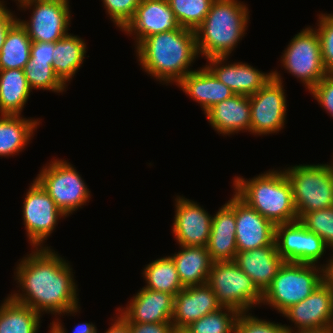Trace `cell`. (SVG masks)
I'll use <instances>...</instances> for the list:
<instances>
[{
  "instance_id": "cell-15",
  "label": "cell",
  "mask_w": 333,
  "mask_h": 333,
  "mask_svg": "<svg viewBox=\"0 0 333 333\" xmlns=\"http://www.w3.org/2000/svg\"><path fill=\"white\" fill-rule=\"evenodd\" d=\"M282 317L288 332L302 329L333 328V292L323 282L307 298L288 308Z\"/></svg>"
},
{
  "instance_id": "cell-48",
  "label": "cell",
  "mask_w": 333,
  "mask_h": 333,
  "mask_svg": "<svg viewBox=\"0 0 333 333\" xmlns=\"http://www.w3.org/2000/svg\"><path fill=\"white\" fill-rule=\"evenodd\" d=\"M333 155V154H332ZM331 157H333V156H331ZM330 163H331V165H332V167H333V158H332V160L330 161Z\"/></svg>"
},
{
  "instance_id": "cell-4",
  "label": "cell",
  "mask_w": 333,
  "mask_h": 333,
  "mask_svg": "<svg viewBox=\"0 0 333 333\" xmlns=\"http://www.w3.org/2000/svg\"><path fill=\"white\" fill-rule=\"evenodd\" d=\"M232 190L248 206L275 225L298 221L292 186L282 168L245 179L235 176Z\"/></svg>"
},
{
  "instance_id": "cell-9",
  "label": "cell",
  "mask_w": 333,
  "mask_h": 333,
  "mask_svg": "<svg viewBox=\"0 0 333 333\" xmlns=\"http://www.w3.org/2000/svg\"><path fill=\"white\" fill-rule=\"evenodd\" d=\"M280 56L281 68L293 75L309 92L328 72L321 58V44L313 26L303 28L289 41Z\"/></svg>"
},
{
  "instance_id": "cell-40",
  "label": "cell",
  "mask_w": 333,
  "mask_h": 333,
  "mask_svg": "<svg viewBox=\"0 0 333 333\" xmlns=\"http://www.w3.org/2000/svg\"><path fill=\"white\" fill-rule=\"evenodd\" d=\"M6 1H0V51L4 44L8 30L18 20V16L6 6Z\"/></svg>"
},
{
  "instance_id": "cell-44",
  "label": "cell",
  "mask_w": 333,
  "mask_h": 333,
  "mask_svg": "<svg viewBox=\"0 0 333 333\" xmlns=\"http://www.w3.org/2000/svg\"><path fill=\"white\" fill-rule=\"evenodd\" d=\"M111 319V325L104 333H130L129 326L117 314Z\"/></svg>"
},
{
  "instance_id": "cell-16",
  "label": "cell",
  "mask_w": 333,
  "mask_h": 333,
  "mask_svg": "<svg viewBox=\"0 0 333 333\" xmlns=\"http://www.w3.org/2000/svg\"><path fill=\"white\" fill-rule=\"evenodd\" d=\"M181 27L170 8L168 0H142L133 18L121 30L133 37L134 47L144 38Z\"/></svg>"
},
{
  "instance_id": "cell-6",
  "label": "cell",
  "mask_w": 333,
  "mask_h": 333,
  "mask_svg": "<svg viewBox=\"0 0 333 333\" xmlns=\"http://www.w3.org/2000/svg\"><path fill=\"white\" fill-rule=\"evenodd\" d=\"M283 171L292 186L298 220L308 212L333 207L331 163L291 165Z\"/></svg>"
},
{
  "instance_id": "cell-46",
  "label": "cell",
  "mask_w": 333,
  "mask_h": 333,
  "mask_svg": "<svg viewBox=\"0 0 333 333\" xmlns=\"http://www.w3.org/2000/svg\"><path fill=\"white\" fill-rule=\"evenodd\" d=\"M288 333H333V328L302 329Z\"/></svg>"
},
{
  "instance_id": "cell-1",
  "label": "cell",
  "mask_w": 333,
  "mask_h": 333,
  "mask_svg": "<svg viewBox=\"0 0 333 333\" xmlns=\"http://www.w3.org/2000/svg\"><path fill=\"white\" fill-rule=\"evenodd\" d=\"M30 250L15 264L13 278L19 290L8 295L42 316L61 318L80 313L79 289L71 263L52 248Z\"/></svg>"
},
{
  "instance_id": "cell-22",
  "label": "cell",
  "mask_w": 333,
  "mask_h": 333,
  "mask_svg": "<svg viewBox=\"0 0 333 333\" xmlns=\"http://www.w3.org/2000/svg\"><path fill=\"white\" fill-rule=\"evenodd\" d=\"M212 217V228L206 248L214 261H234L236 246L235 193Z\"/></svg>"
},
{
  "instance_id": "cell-47",
  "label": "cell",
  "mask_w": 333,
  "mask_h": 333,
  "mask_svg": "<svg viewBox=\"0 0 333 333\" xmlns=\"http://www.w3.org/2000/svg\"><path fill=\"white\" fill-rule=\"evenodd\" d=\"M172 333H189L186 329H173Z\"/></svg>"
},
{
  "instance_id": "cell-45",
  "label": "cell",
  "mask_w": 333,
  "mask_h": 333,
  "mask_svg": "<svg viewBox=\"0 0 333 333\" xmlns=\"http://www.w3.org/2000/svg\"><path fill=\"white\" fill-rule=\"evenodd\" d=\"M328 254L329 258L326 257V263L322 264L324 267V282L330 287V290L333 292V251Z\"/></svg>"
},
{
  "instance_id": "cell-13",
  "label": "cell",
  "mask_w": 333,
  "mask_h": 333,
  "mask_svg": "<svg viewBox=\"0 0 333 333\" xmlns=\"http://www.w3.org/2000/svg\"><path fill=\"white\" fill-rule=\"evenodd\" d=\"M276 249L284 262L321 265L326 250L323 239L308 231L300 221L277 224L275 227Z\"/></svg>"
},
{
  "instance_id": "cell-37",
  "label": "cell",
  "mask_w": 333,
  "mask_h": 333,
  "mask_svg": "<svg viewBox=\"0 0 333 333\" xmlns=\"http://www.w3.org/2000/svg\"><path fill=\"white\" fill-rule=\"evenodd\" d=\"M253 313L243 312L237 318L235 333H288L282 323L262 319Z\"/></svg>"
},
{
  "instance_id": "cell-38",
  "label": "cell",
  "mask_w": 333,
  "mask_h": 333,
  "mask_svg": "<svg viewBox=\"0 0 333 333\" xmlns=\"http://www.w3.org/2000/svg\"><path fill=\"white\" fill-rule=\"evenodd\" d=\"M106 15L120 31L133 18L142 0H101Z\"/></svg>"
},
{
  "instance_id": "cell-17",
  "label": "cell",
  "mask_w": 333,
  "mask_h": 333,
  "mask_svg": "<svg viewBox=\"0 0 333 333\" xmlns=\"http://www.w3.org/2000/svg\"><path fill=\"white\" fill-rule=\"evenodd\" d=\"M126 307L119 306L116 314L125 323L171 322L174 296L161 291L148 290L142 286L129 299Z\"/></svg>"
},
{
  "instance_id": "cell-26",
  "label": "cell",
  "mask_w": 333,
  "mask_h": 333,
  "mask_svg": "<svg viewBox=\"0 0 333 333\" xmlns=\"http://www.w3.org/2000/svg\"><path fill=\"white\" fill-rule=\"evenodd\" d=\"M86 43L83 38L71 33L55 42L52 68L67 88L85 61L88 51Z\"/></svg>"
},
{
  "instance_id": "cell-35",
  "label": "cell",
  "mask_w": 333,
  "mask_h": 333,
  "mask_svg": "<svg viewBox=\"0 0 333 333\" xmlns=\"http://www.w3.org/2000/svg\"><path fill=\"white\" fill-rule=\"evenodd\" d=\"M299 221L308 231L321 237L329 251H333V207L308 212Z\"/></svg>"
},
{
  "instance_id": "cell-10",
  "label": "cell",
  "mask_w": 333,
  "mask_h": 333,
  "mask_svg": "<svg viewBox=\"0 0 333 333\" xmlns=\"http://www.w3.org/2000/svg\"><path fill=\"white\" fill-rule=\"evenodd\" d=\"M18 9L31 11L28 20L18 18L32 42H56L71 27L70 0H13Z\"/></svg>"
},
{
  "instance_id": "cell-30",
  "label": "cell",
  "mask_w": 333,
  "mask_h": 333,
  "mask_svg": "<svg viewBox=\"0 0 333 333\" xmlns=\"http://www.w3.org/2000/svg\"><path fill=\"white\" fill-rule=\"evenodd\" d=\"M141 274L145 280L143 287L148 290L167 292L175 297L184 288L176 265L169 255L145 264Z\"/></svg>"
},
{
  "instance_id": "cell-34",
  "label": "cell",
  "mask_w": 333,
  "mask_h": 333,
  "mask_svg": "<svg viewBox=\"0 0 333 333\" xmlns=\"http://www.w3.org/2000/svg\"><path fill=\"white\" fill-rule=\"evenodd\" d=\"M215 0H168L181 27L195 30L205 19Z\"/></svg>"
},
{
  "instance_id": "cell-43",
  "label": "cell",
  "mask_w": 333,
  "mask_h": 333,
  "mask_svg": "<svg viewBox=\"0 0 333 333\" xmlns=\"http://www.w3.org/2000/svg\"><path fill=\"white\" fill-rule=\"evenodd\" d=\"M52 333H68L67 329L64 328L65 326L62 323V319L60 317L56 316L52 322H50V325L48 326ZM97 327L92 322H82L80 324H76L74 329L72 330V333H97Z\"/></svg>"
},
{
  "instance_id": "cell-33",
  "label": "cell",
  "mask_w": 333,
  "mask_h": 333,
  "mask_svg": "<svg viewBox=\"0 0 333 333\" xmlns=\"http://www.w3.org/2000/svg\"><path fill=\"white\" fill-rule=\"evenodd\" d=\"M240 313L229 307L207 314L192 322L187 328L189 333H235V325Z\"/></svg>"
},
{
  "instance_id": "cell-42",
  "label": "cell",
  "mask_w": 333,
  "mask_h": 333,
  "mask_svg": "<svg viewBox=\"0 0 333 333\" xmlns=\"http://www.w3.org/2000/svg\"><path fill=\"white\" fill-rule=\"evenodd\" d=\"M130 333H172V322L160 323H126Z\"/></svg>"
},
{
  "instance_id": "cell-24",
  "label": "cell",
  "mask_w": 333,
  "mask_h": 333,
  "mask_svg": "<svg viewBox=\"0 0 333 333\" xmlns=\"http://www.w3.org/2000/svg\"><path fill=\"white\" fill-rule=\"evenodd\" d=\"M234 262L243 270L263 293L271 284L279 267L284 263L276 244L237 252Z\"/></svg>"
},
{
  "instance_id": "cell-28",
  "label": "cell",
  "mask_w": 333,
  "mask_h": 333,
  "mask_svg": "<svg viewBox=\"0 0 333 333\" xmlns=\"http://www.w3.org/2000/svg\"><path fill=\"white\" fill-rule=\"evenodd\" d=\"M31 92L22 69L0 70V114L22 115Z\"/></svg>"
},
{
  "instance_id": "cell-31",
  "label": "cell",
  "mask_w": 333,
  "mask_h": 333,
  "mask_svg": "<svg viewBox=\"0 0 333 333\" xmlns=\"http://www.w3.org/2000/svg\"><path fill=\"white\" fill-rule=\"evenodd\" d=\"M32 40L17 20L8 30L0 51V70L22 69L30 60Z\"/></svg>"
},
{
  "instance_id": "cell-39",
  "label": "cell",
  "mask_w": 333,
  "mask_h": 333,
  "mask_svg": "<svg viewBox=\"0 0 333 333\" xmlns=\"http://www.w3.org/2000/svg\"><path fill=\"white\" fill-rule=\"evenodd\" d=\"M309 93L323 110L333 118V73H328Z\"/></svg>"
},
{
  "instance_id": "cell-21",
  "label": "cell",
  "mask_w": 333,
  "mask_h": 333,
  "mask_svg": "<svg viewBox=\"0 0 333 333\" xmlns=\"http://www.w3.org/2000/svg\"><path fill=\"white\" fill-rule=\"evenodd\" d=\"M250 113L249 96L234 94L231 98L212 106L204 114L217 134L230 137L240 132L250 134Z\"/></svg>"
},
{
  "instance_id": "cell-8",
  "label": "cell",
  "mask_w": 333,
  "mask_h": 333,
  "mask_svg": "<svg viewBox=\"0 0 333 333\" xmlns=\"http://www.w3.org/2000/svg\"><path fill=\"white\" fill-rule=\"evenodd\" d=\"M207 284L222 307L239 313L261 307L262 292L234 261H214Z\"/></svg>"
},
{
  "instance_id": "cell-27",
  "label": "cell",
  "mask_w": 333,
  "mask_h": 333,
  "mask_svg": "<svg viewBox=\"0 0 333 333\" xmlns=\"http://www.w3.org/2000/svg\"><path fill=\"white\" fill-rule=\"evenodd\" d=\"M179 246V251L171 254L180 281L184 287L207 284L213 261L206 247Z\"/></svg>"
},
{
  "instance_id": "cell-11",
  "label": "cell",
  "mask_w": 333,
  "mask_h": 333,
  "mask_svg": "<svg viewBox=\"0 0 333 333\" xmlns=\"http://www.w3.org/2000/svg\"><path fill=\"white\" fill-rule=\"evenodd\" d=\"M272 71V77L255 94L249 96L251 106L250 134L269 136L279 134L286 125L287 97L281 72Z\"/></svg>"
},
{
  "instance_id": "cell-25",
  "label": "cell",
  "mask_w": 333,
  "mask_h": 333,
  "mask_svg": "<svg viewBox=\"0 0 333 333\" xmlns=\"http://www.w3.org/2000/svg\"><path fill=\"white\" fill-rule=\"evenodd\" d=\"M40 120L24 115L0 114V157H13L25 150L40 123L42 125Z\"/></svg>"
},
{
  "instance_id": "cell-14",
  "label": "cell",
  "mask_w": 333,
  "mask_h": 333,
  "mask_svg": "<svg viewBox=\"0 0 333 333\" xmlns=\"http://www.w3.org/2000/svg\"><path fill=\"white\" fill-rule=\"evenodd\" d=\"M172 234L178 245L206 247L212 228V217L203 206L183 195L174 198Z\"/></svg>"
},
{
  "instance_id": "cell-20",
  "label": "cell",
  "mask_w": 333,
  "mask_h": 333,
  "mask_svg": "<svg viewBox=\"0 0 333 333\" xmlns=\"http://www.w3.org/2000/svg\"><path fill=\"white\" fill-rule=\"evenodd\" d=\"M220 308L222 306L208 284L184 287L174 297L173 328L185 329L192 322Z\"/></svg>"
},
{
  "instance_id": "cell-29",
  "label": "cell",
  "mask_w": 333,
  "mask_h": 333,
  "mask_svg": "<svg viewBox=\"0 0 333 333\" xmlns=\"http://www.w3.org/2000/svg\"><path fill=\"white\" fill-rule=\"evenodd\" d=\"M41 317L40 313L7 294L0 303V333H38Z\"/></svg>"
},
{
  "instance_id": "cell-23",
  "label": "cell",
  "mask_w": 333,
  "mask_h": 333,
  "mask_svg": "<svg viewBox=\"0 0 333 333\" xmlns=\"http://www.w3.org/2000/svg\"><path fill=\"white\" fill-rule=\"evenodd\" d=\"M176 86L197 102L203 113L217 103L231 98L234 93L204 65L188 73Z\"/></svg>"
},
{
  "instance_id": "cell-18",
  "label": "cell",
  "mask_w": 333,
  "mask_h": 333,
  "mask_svg": "<svg viewBox=\"0 0 333 333\" xmlns=\"http://www.w3.org/2000/svg\"><path fill=\"white\" fill-rule=\"evenodd\" d=\"M229 57H212L206 67L236 95L251 96L272 77V71L262 72L245 62H230Z\"/></svg>"
},
{
  "instance_id": "cell-32",
  "label": "cell",
  "mask_w": 333,
  "mask_h": 333,
  "mask_svg": "<svg viewBox=\"0 0 333 333\" xmlns=\"http://www.w3.org/2000/svg\"><path fill=\"white\" fill-rule=\"evenodd\" d=\"M53 62H35L30 58L23 68L30 89L43 90L54 93L66 92V86L56 76Z\"/></svg>"
},
{
  "instance_id": "cell-19",
  "label": "cell",
  "mask_w": 333,
  "mask_h": 333,
  "mask_svg": "<svg viewBox=\"0 0 333 333\" xmlns=\"http://www.w3.org/2000/svg\"><path fill=\"white\" fill-rule=\"evenodd\" d=\"M236 246L237 251H249L275 244L276 225L235 194Z\"/></svg>"
},
{
  "instance_id": "cell-5",
  "label": "cell",
  "mask_w": 333,
  "mask_h": 333,
  "mask_svg": "<svg viewBox=\"0 0 333 333\" xmlns=\"http://www.w3.org/2000/svg\"><path fill=\"white\" fill-rule=\"evenodd\" d=\"M323 282V266L284 262L262 293L261 306H269L282 315L288 308L307 298Z\"/></svg>"
},
{
  "instance_id": "cell-3",
  "label": "cell",
  "mask_w": 333,
  "mask_h": 333,
  "mask_svg": "<svg viewBox=\"0 0 333 333\" xmlns=\"http://www.w3.org/2000/svg\"><path fill=\"white\" fill-rule=\"evenodd\" d=\"M249 7L240 0H215L194 30L199 56L230 57L249 27Z\"/></svg>"
},
{
  "instance_id": "cell-2",
  "label": "cell",
  "mask_w": 333,
  "mask_h": 333,
  "mask_svg": "<svg viewBox=\"0 0 333 333\" xmlns=\"http://www.w3.org/2000/svg\"><path fill=\"white\" fill-rule=\"evenodd\" d=\"M134 49L142 71L166 86L194 71L190 67L200 57L195 31L184 27L144 38Z\"/></svg>"
},
{
  "instance_id": "cell-7",
  "label": "cell",
  "mask_w": 333,
  "mask_h": 333,
  "mask_svg": "<svg viewBox=\"0 0 333 333\" xmlns=\"http://www.w3.org/2000/svg\"><path fill=\"white\" fill-rule=\"evenodd\" d=\"M74 166L66 159L53 158L42 166L34 178L66 216L83 208L92 197L85 180Z\"/></svg>"
},
{
  "instance_id": "cell-41",
  "label": "cell",
  "mask_w": 333,
  "mask_h": 333,
  "mask_svg": "<svg viewBox=\"0 0 333 333\" xmlns=\"http://www.w3.org/2000/svg\"><path fill=\"white\" fill-rule=\"evenodd\" d=\"M55 42H32L30 47L31 59L35 62H53Z\"/></svg>"
},
{
  "instance_id": "cell-12",
  "label": "cell",
  "mask_w": 333,
  "mask_h": 333,
  "mask_svg": "<svg viewBox=\"0 0 333 333\" xmlns=\"http://www.w3.org/2000/svg\"><path fill=\"white\" fill-rule=\"evenodd\" d=\"M22 205V220L28 244L32 248H51L44 244L66 216L55 204L50 195L35 180L29 184Z\"/></svg>"
},
{
  "instance_id": "cell-36",
  "label": "cell",
  "mask_w": 333,
  "mask_h": 333,
  "mask_svg": "<svg viewBox=\"0 0 333 333\" xmlns=\"http://www.w3.org/2000/svg\"><path fill=\"white\" fill-rule=\"evenodd\" d=\"M315 30L321 44V58L325 70L333 73V13L319 12Z\"/></svg>"
}]
</instances>
